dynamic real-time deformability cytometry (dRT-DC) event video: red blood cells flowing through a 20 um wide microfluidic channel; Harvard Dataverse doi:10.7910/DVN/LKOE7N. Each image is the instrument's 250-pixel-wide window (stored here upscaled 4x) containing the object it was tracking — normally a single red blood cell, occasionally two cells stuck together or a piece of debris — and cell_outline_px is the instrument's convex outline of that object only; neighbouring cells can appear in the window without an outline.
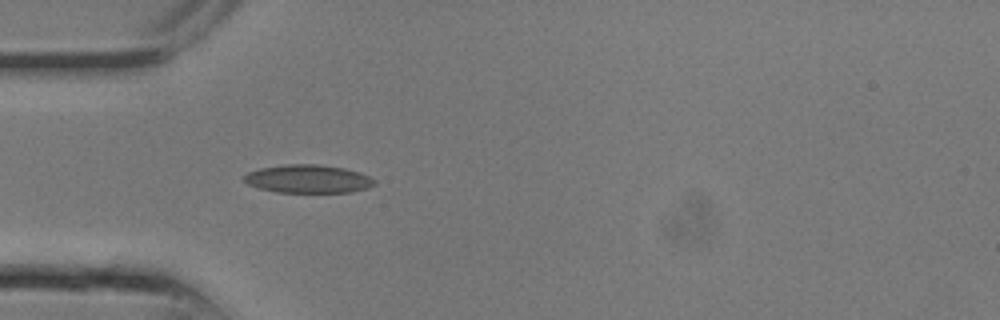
{"species": "common noctule bat (a hibernating species)", "species_latin": "Nyctalus noctula", "temperature_condition": "room temperature", "stored_images_in_passage": 1, "camera_frame_rate_fps": 3000, "um_per_image_px": 0.085, "animal": {"sex": "male", "body_mass_g": 13.3}, "frame": {"image": 1, "passage_image": 1, "time_ms": 0.0, "image_size_px": [1000, 320], "cell_outline_px": [[376, 184], [368, 188], [352, 192], [276, 192], [260, 188], [248, 184], [244, 180], [244, 176], [248, 172], [260, 168], [284, 164], [320, 164], [344, 168], [360, 172], [376, 180]], "centroid_in_image_um": [26.22, 15.2], "position_along_channel_um": 58.8, "area_um2": 21.5}}